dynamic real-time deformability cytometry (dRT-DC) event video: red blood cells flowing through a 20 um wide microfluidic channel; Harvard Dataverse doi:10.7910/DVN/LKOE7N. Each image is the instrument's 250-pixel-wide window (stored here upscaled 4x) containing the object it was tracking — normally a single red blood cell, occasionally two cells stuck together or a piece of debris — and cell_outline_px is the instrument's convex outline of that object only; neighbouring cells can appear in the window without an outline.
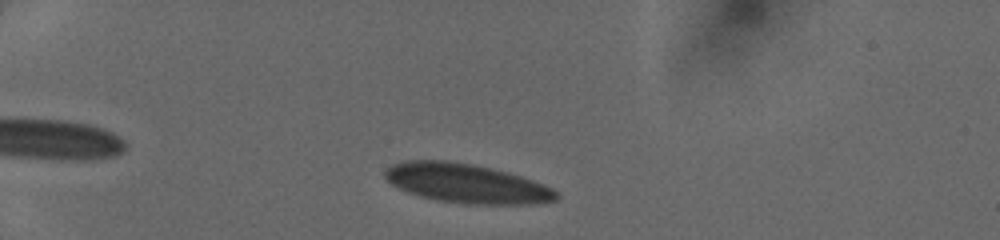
{"species": "human", "species_latin": "Homo sapiens", "temperature_condition": "cold", "stored_images_in_passage": 40, "camera_frame_rate_fps": 3000, "um_per_image_px": 0.085, "donor": {"sex": "female"}, "frame": {"image": 1, "passage_image": 5, "time_ms": 1.333, "image_size_px": [1000, 240], "cell_outline_px": [[560, 196], [556, 200], [528, 204], [476, 204], [436, 200], [420, 196], [408, 192], [392, 184], [384, 176], [384, 172], [392, 164], [408, 160], [448, 160], [472, 164], [492, 168], [508, 172], [544, 184], [552, 188]], "centroid_in_image_um": [39.65, 15.58], "position_along_channel_um": 45.3, "area_um2": 38.9}}
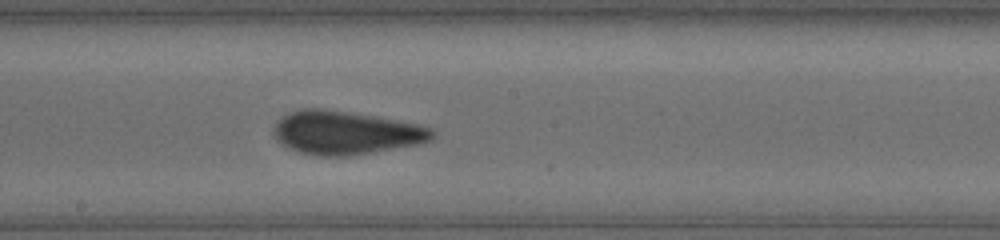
{"frame": {"image": 2, "passage_image": 21, "time_ms": 6.667, "image_size_px": [1000, 240], "cell_outline_px": [[436, 136], [432, 140], [424, 144], [348, 156], [324, 156], [300, 152], [288, 148], [276, 140], [272, 136], [272, 128], [288, 112], [300, 108], [320, 108], [348, 112], [420, 124], [432, 128], [436, 132]], "centroid_in_image_um": [29.42, 11.29], "position_along_channel_um": 218.8, "area_um2": 40.46}}
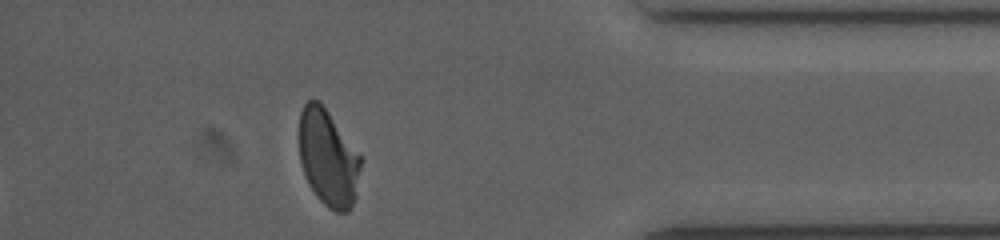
{"frame": {"image": 3, "passage_image": 36, "time_ms": 11.667, "image_size_px": [1000, 240], "cell_outline_px": [[360, 168], [352, 204], [348, 212], [336, 212], [328, 208], [316, 196], [304, 172], [300, 160], [300, 112], [304, 104], [308, 100], [320, 100], [360, 156]], "centroid_in_image_um": [27.86, 13.4], "position_along_channel_um": 407.3, "area_um2": 33.81}}